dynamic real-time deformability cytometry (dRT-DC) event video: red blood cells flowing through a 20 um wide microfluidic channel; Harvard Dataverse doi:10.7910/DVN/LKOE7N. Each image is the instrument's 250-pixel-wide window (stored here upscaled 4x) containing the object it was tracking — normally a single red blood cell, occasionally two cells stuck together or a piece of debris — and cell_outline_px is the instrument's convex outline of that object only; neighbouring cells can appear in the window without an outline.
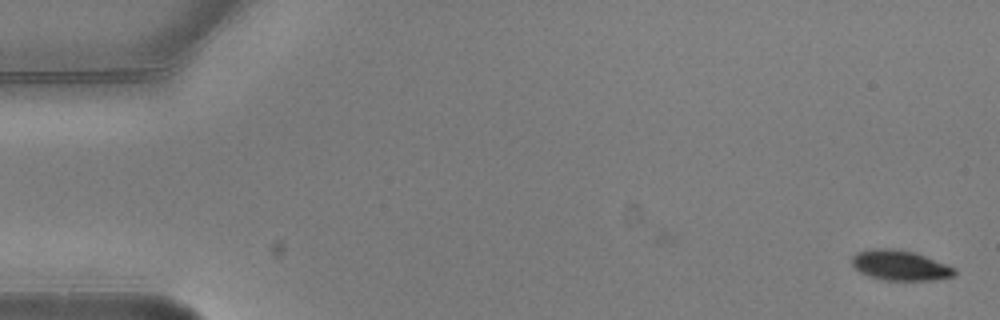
{"species": "common noctule bat (a hibernating species)", "species_latin": "Nyctalus noctula", "temperature_condition": "warm", "stored_images_in_passage": 7, "camera_frame_rate_fps": 3000, "um_per_image_px": 0.085, "animal": {"sex": "male", "body_mass_g": 20.5, "forearm_length_mm": 52.5}, "frame": {"image": 1, "passage_image": 1, "time_ms": 0.0, "image_size_px": [1000, 320], "cell_outline_px": [[956, 272], [952, 276], [936, 280], [884, 280], [868, 276], [860, 272], [852, 264], [852, 256], [856, 252], [872, 248], [896, 248], [916, 252], [956, 268]], "centroid_in_image_um": [76.5, 22.54], "position_along_channel_um": 8.5, "area_um2": 18.21}}
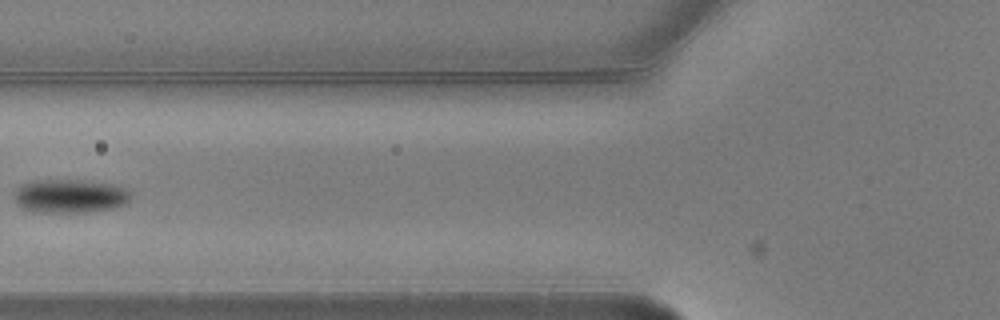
{"frame": {"image": 2, "passage_image": 7, "time_ms": 2.0, "image_size_px": [1000, 320], "cell_outline_px": [[128, 204], [116, 208], [88, 212], [32, 212], [16, 204], [12, 196], [12, 192], [20, 184], [32, 180], [80, 180], [112, 184], [128, 188]], "centroid_in_image_um": [5.89, 16.67], "position_along_channel_um": 119.9, "area_um2": 23.29}}